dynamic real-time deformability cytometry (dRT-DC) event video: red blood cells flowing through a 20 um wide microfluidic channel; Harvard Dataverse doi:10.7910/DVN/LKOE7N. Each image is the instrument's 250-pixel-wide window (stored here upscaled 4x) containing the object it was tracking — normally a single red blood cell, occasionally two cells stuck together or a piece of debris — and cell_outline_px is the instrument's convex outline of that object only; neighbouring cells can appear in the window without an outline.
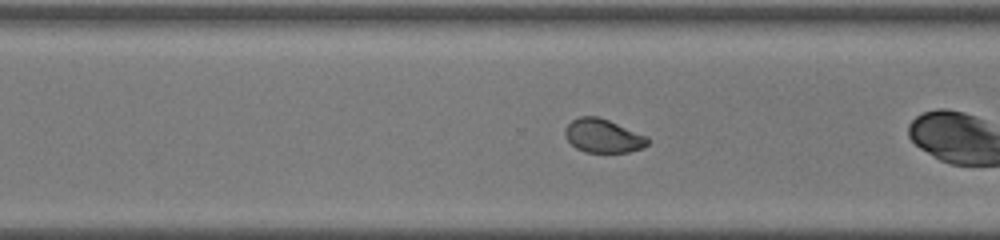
{"species": "common noctule bat (a hibernating species)", "species_latin": "Nyctalus noctula", "temperature_condition": "room temperature", "stored_images_in_passage": 33, "camera_frame_rate_fps": 3000, "um_per_image_px": 0.085, "animal": {"sex": "female", "body_mass_g": 22.0, "forearm_length_mm": 56.7}, "frame": {"image": 1, "passage_image": 28, "time_ms": 9.0, "image_size_px": [1000, 240], "cell_outline_px": [[648, 144], [644, 148], [628, 152], [584, 152], [576, 148], [568, 140], [564, 132], [564, 128], [572, 120], [580, 116], [596, 116], [608, 120], [648, 136]], "centroid_in_image_um": [51.27, 11.55], "position_along_channel_um": 319.3, "area_um2": 16.18}}